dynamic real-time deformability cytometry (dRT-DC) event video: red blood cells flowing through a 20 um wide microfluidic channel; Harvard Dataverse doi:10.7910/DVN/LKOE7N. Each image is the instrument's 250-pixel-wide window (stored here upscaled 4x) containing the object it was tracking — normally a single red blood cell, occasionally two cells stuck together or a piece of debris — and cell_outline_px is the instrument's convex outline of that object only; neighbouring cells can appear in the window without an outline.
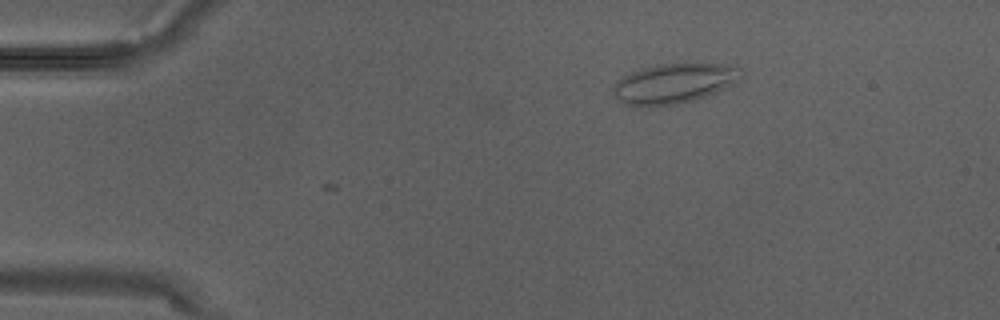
{"species": "Egyptian fruit bat (a non-hibernating species)", "species_latin": "Rousettus aegyptiacus", "temperature_condition": "warm", "stored_images_in_passage": 3, "camera_frame_rate_fps": 3000, "um_per_image_px": 0.085, "animal": {"sex": "male"}, "frame": {"image": 1, "passage_image": 2, "time_ms": 0.333, "image_size_px": [1000, 320], "cell_outline_px": [[744, 72], [728, 84], [704, 96], [692, 100], [676, 104], [624, 104], [612, 96], [612, 88], [624, 76], [632, 72], [644, 68], [660, 64], [720, 64], [740, 68]], "centroid_in_image_um": [57.21, 7.07], "position_along_channel_um": 27.8, "area_um2": 28.26}}